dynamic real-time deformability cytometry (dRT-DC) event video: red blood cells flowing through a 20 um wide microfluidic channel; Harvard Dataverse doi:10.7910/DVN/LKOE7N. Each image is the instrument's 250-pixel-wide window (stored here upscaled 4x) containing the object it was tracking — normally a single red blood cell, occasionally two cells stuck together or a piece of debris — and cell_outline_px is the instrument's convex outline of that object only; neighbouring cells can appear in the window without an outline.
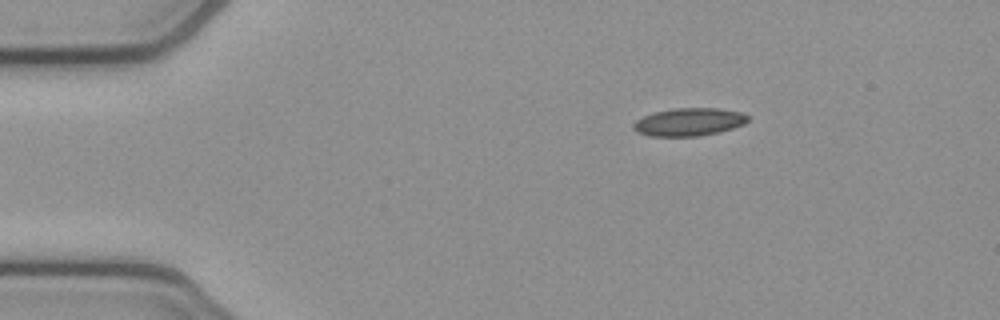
{"species": "common noctule bat (a hibernating species)", "species_latin": "Nyctalus noctula", "temperature_condition": "cold", "stored_images_in_passage": 4, "camera_frame_rate_fps": 3000, "um_per_image_px": 0.085, "animal": {"sex": "female", "body_mass_g": 21.9}, "frame": {"image": 1, "passage_image": 4, "time_ms": 1.0, "image_size_px": [1000, 320], "cell_outline_px": [[748, 120], [744, 124], [720, 132], [700, 136], [648, 136], [636, 132], [632, 128], [632, 124], [636, 120], [644, 116], [656, 112], [676, 108], [716, 108], [740, 112], [748, 116]], "centroid_in_image_um": [58.54, 10.38], "position_along_channel_um": 26.5, "area_um2": 18.55}}